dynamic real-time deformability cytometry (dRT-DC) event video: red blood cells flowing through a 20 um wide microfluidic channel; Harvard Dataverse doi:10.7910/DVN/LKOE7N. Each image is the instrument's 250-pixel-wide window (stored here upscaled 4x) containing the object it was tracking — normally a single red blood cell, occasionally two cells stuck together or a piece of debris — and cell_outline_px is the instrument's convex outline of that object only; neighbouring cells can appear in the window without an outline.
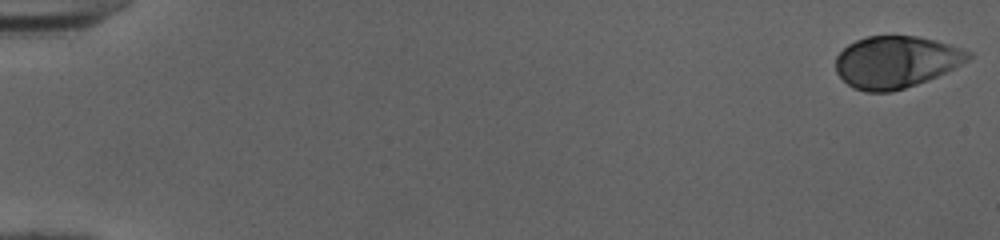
{"species": "human", "species_latin": "Homo sapiens", "temperature_condition": "cold", "stored_images_in_passage": 52, "camera_frame_rate_fps": 3000, "um_per_image_px": 0.085, "donor": {"sex": "female"}, "frame": {"image": 1, "passage_image": 1, "time_ms": 0.0, "image_size_px": [1000, 240], "cell_outline_px": [[972, 56], [968, 60], [928, 80], [892, 92], [864, 92], [852, 88], [836, 72], [836, 56], [848, 44], [856, 40], [868, 36], [916, 36], [936, 40], [972, 52]], "centroid_in_image_um": [76.13, 5.27], "position_along_channel_um": 8.9, "area_um2": 39.94}}
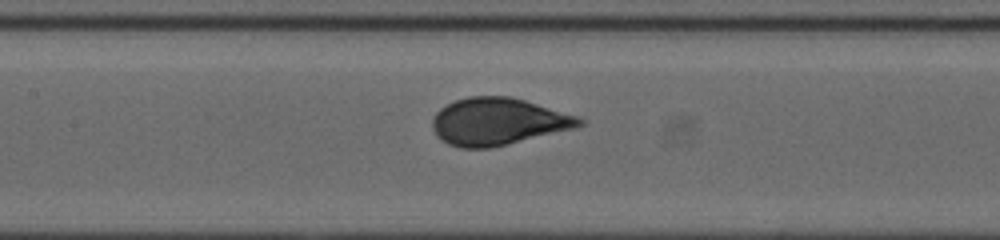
{"frame": {"image": 2, "passage_image": 26, "time_ms": 8.333, "image_size_px": [1000, 240], "cell_outline_px": [[584, 124], [576, 128], [492, 148], [460, 148], [448, 144], [432, 128], [432, 116], [440, 108], [456, 100], [468, 96], [508, 96], [524, 100], [576, 116], [584, 120]], "centroid_in_image_um": [42.32, 10.34], "position_along_channel_um": 165.1, "area_um2": 40.17}}
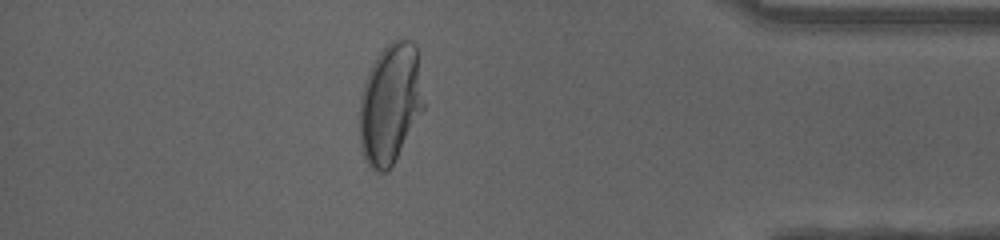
{"frame": {"image": 3, "passage_image": 46, "time_ms": 15.0, "image_size_px": [1000, 240], "cell_outline_px": [[424, 108], [388, 172], [376, 172], [368, 164], [364, 156], [360, 144], [360, 96], [368, 72], [376, 56], [392, 40], [412, 40], [416, 44], [424, 104]], "centroid_in_image_um": [33.16, 8.8], "position_along_channel_um": 402.0, "area_um2": 44.62}, "authors_computed_cell_mechanics": {"area_um2": 40.2866, "velocity_mm_per_s": 4.0054, "shape_relaxation_time_tau1_ms": 4.0212, "shape_relaxation_time_tau2_ms": null, "deformation_change_tau1": 0.1795, "deformation_change_tau2": null}}